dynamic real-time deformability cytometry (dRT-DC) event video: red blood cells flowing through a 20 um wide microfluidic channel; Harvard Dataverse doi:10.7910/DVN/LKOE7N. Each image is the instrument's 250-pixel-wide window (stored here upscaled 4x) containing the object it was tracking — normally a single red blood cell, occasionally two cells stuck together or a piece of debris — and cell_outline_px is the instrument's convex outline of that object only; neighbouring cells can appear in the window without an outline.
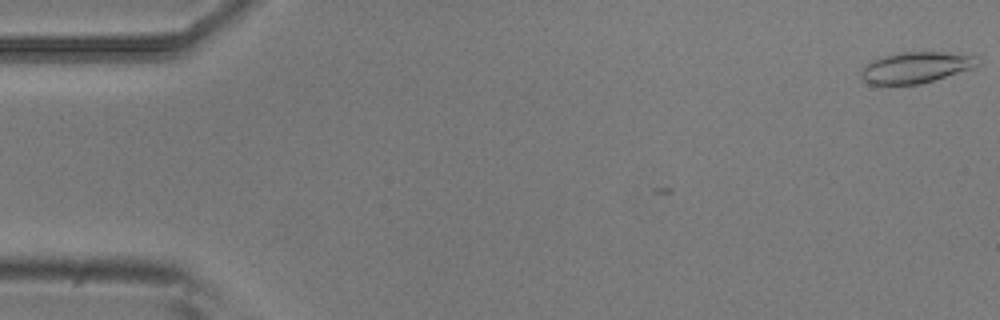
{"species": "common noctule bat (a hibernating species)", "species_latin": "Nyctalus noctula", "temperature_condition": "room temperature", "stored_images_in_passage": 5, "segment_of_instrument_passage": [2, 2], "camera_frame_rate_fps": 3000, "um_per_image_px": 0.085, "animal": {"sex": "male", "body_mass_g": 20.5, "forearm_length_mm": 52.5}, "frame": {"image": 1, "passage_image": 5, "time_ms": 1.333, "image_size_px": [1000, 320], "cell_outline_px": [[980, 64], [972, 68], [920, 84], [868, 84], [860, 76], [860, 72], [872, 60], [884, 56], [904, 52], [944, 52], [976, 56]], "centroid_in_image_um": [77.85, 5.73], "position_along_channel_um": 7.2, "area_um2": 20.75}}